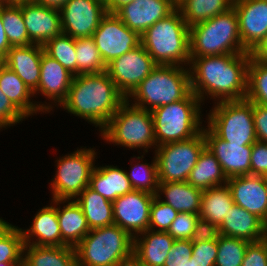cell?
<instances>
[{
  "label": "cell",
  "instance_id": "3957f363",
  "mask_svg": "<svg viewBox=\"0 0 267 266\" xmlns=\"http://www.w3.org/2000/svg\"><path fill=\"white\" fill-rule=\"evenodd\" d=\"M141 44L157 65L190 63L189 27L178 8L149 27L141 35Z\"/></svg>",
  "mask_w": 267,
  "mask_h": 266
},
{
  "label": "cell",
  "instance_id": "7dc6e473",
  "mask_svg": "<svg viewBox=\"0 0 267 266\" xmlns=\"http://www.w3.org/2000/svg\"><path fill=\"white\" fill-rule=\"evenodd\" d=\"M26 117L11 103L0 89V130L23 121Z\"/></svg>",
  "mask_w": 267,
  "mask_h": 266
},
{
  "label": "cell",
  "instance_id": "94428289",
  "mask_svg": "<svg viewBox=\"0 0 267 266\" xmlns=\"http://www.w3.org/2000/svg\"><path fill=\"white\" fill-rule=\"evenodd\" d=\"M129 266H137V265H135V264L132 262L131 264H129Z\"/></svg>",
  "mask_w": 267,
  "mask_h": 266
},
{
  "label": "cell",
  "instance_id": "680465c9",
  "mask_svg": "<svg viewBox=\"0 0 267 266\" xmlns=\"http://www.w3.org/2000/svg\"><path fill=\"white\" fill-rule=\"evenodd\" d=\"M9 224V222H6L5 220L0 218V233L3 231V229Z\"/></svg>",
  "mask_w": 267,
  "mask_h": 266
},
{
  "label": "cell",
  "instance_id": "d590c367",
  "mask_svg": "<svg viewBox=\"0 0 267 266\" xmlns=\"http://www.w3.org/2000/svg\"><path fill=\"white\" fill-rule=\"evenodd\" d=\"M76 75L106 72L103 61L93 37L75 39Z\"/></svg>",
  "mask_w": 267,
  "mask_h": 266
},
{
  "label": "cell",
  "instance_id": "8d00e7d4",
  "mask_svg": "<svg viewBox=\"0 0 267 266\" xmlns=\"http://www.w3.org/2000/svg\"><path fill=\"white\" fill-rule=\"evenodd\" d=\"M245 99L267 106V63L252 57L248 63Z\"/></svg>",
  "mask_w": 267,
  "mask_h": 266
},
{
  "label": "cell",
  "instance_id": "f907efd6",
  "mask_svg": "<svg viewBox=\"0 0 267 266\" xmlns=\"http://www.w3.org/2000/svg\"><path fill=\"white\" fill-rule=\"evenodd\" d=\"M253 117L257 140L267 143V106L253 103Z\"/></svg>",
  "mask_w": 267,
  "mask_h": 266
},
{
  "label": "cell",
  "instance_id": "8992f818",
  "mask_svg": "<svg viewBox=\"0 0 267 266\" xmlns=\"http://www.w3.org/2000/svg\"><path fill=\"white\" fill-rule=\"evenodd\" d=\"M191 92L188 67L158 65L127 99L134 100L132 105L152 111L156 107L180 101Z\"/></svg>",
  "mask_w": 267,
  "mask_h": 266
},
{
  "label": "cell",
  "instance_id": "ba28073f",
  "mask_svg": "<svg viewBox=\"0 0 267 266\" xmlns=\"http://www.w3.org/2000/svg\"><path fill=\"white\" fill-rule=\"evenodd\" d=\"M126 99L100 131L102 139L130 149H156L151 111L131 105Z\"/></svg>",
  "mask_w": 267,
  "mask_h": 266
},
{
  "label": "cell",
  "instance_id": "4fadbf2b",
  "mask_svg": "<svg viewBox=\"0 0 267 266\" xmlns=\"http://www.w3.org/2000/svg\"><path fill=\"white\" fill-rule=\"evenodd\" d=\"M92 37L106 65L141 44V36L127 27L115 13L109 12Z\"/></svg>",
  "mask_w": 267,
  "mask_h": 266
},
{
  "label": "cell",
  "instance_id": "5b68a950",
  "mask_svg": "<svg viewBox=\"0 0 267 266\" xmlns=\"http://www.w3.org/2000/svg\"><path fill=\"white\" fill-rule=\"evenodd\" d=\"M190 57L246 53L239 34L238 16L232 7L189 27Z\"/></svg>",
  "mask_w": 267,
  "mask_h": 266
},
{
  "label": "cell",
  "instance_id": "db71d44e",
  "mask_svg": "<svg viewBox=\"0 0 267 266\" xmlns=\"http://www.w3.org/2000/svg\"><path fill=\"white\" fill-rule=\"evenodd\" d=\"M134 0H103L107 12L116 13L122 6Z\"/></svg>",
  "mask_w": 267,
  "mask_h": 266
},
{
  "label": "cell",
  "instance_id": "bcb514c9",
  "mask_svg": "<svg viewBox=\"0 0 267 266\" xmlns=\"http://www.w3.org/2000/svg\"><path fill=\"white\" fill-rule=\"evenodd\" d=\"M241 266H267V241L250 242Z\"/></svg>",
  "mask_w": 267,
  "mask_h": 266
},
{
  "label": "cell",
  "instance_id": "ee69618b",
  "mask_svg": "<svg viewBox=\"0 0 267 266\" xmlns=\"http://www.w3.org/2000/svg\"><path fill=\"white\" fill-rule=\"evenodd\" d=\"M198 219V214L179 212L167 233L175 240H190Z\"/></svg>",
  "mask_w": 267,
  "mask_h": 266
},
{
  "label": "cell",
  "instance_id": "6f0895ef",
  "mask_svg": "<svg viewBox=\"0 0 267 266\" xmlns=\"http://www.w3.org/2000/svg\"><path fill=\"white\" fill-rule=\"evenodd\" d=\"M26 0H1L3 4H18Z\"/></svg>",
  "mask_w": 267,
  "mask_h": 266
},
{
  "label": "cell",
  "instance_id": "ffe728a7",
  "mask_svg": "<svg viewBox=\"0 0 267 266\" xmlns=\"http://www.w3.org/2000/svg\"><path fill=\"white\" fill-rule=\"evenodd\" d=\"M177 8L174 0H134L122 6L115 14L140 36L154 23Z\"/></svg>",
  "mask_w": 267,
  "mask_h": 266
},
{
  "label": "cell",
  "instance_id": "6da1fadb",
  "mask_svg": "<svg viewBox=\"0 0 267 266\" xmlns=\"http://www.w3.org/2000/svg\"><path fill=\"white\" fill-rule=\"evenodd\" d=\"M250 57V52L190 57L192 92L201 102L206 95L217 102L245 99Z\"/></svg>",
  "mask_w": 267,
  "mask_h": 266
},
{
  "label": "cell",
  "instance_id": "f35d334b",
  "mask_svg": "<svg viewBox=\"0 0 267 266\" xmlns=\"http://www.w3.org/2000/svg\"><path fill=\"white\" fill-rule=\"evenodd\" d=\"M250 242L219 234L215 266H241Z\"/></svg>",
  "mask_w": 267,
  "mask_h": 266
},
{
  "label": "cell",
  "instance_id": "52a82bcc",
  "mask_svg": "<svg viewBox=\"0 0 267 266\" xmlns=\"http://www.w3.org/2000/svg\"><path fill=\"white\" fill-rule=\"evenodd\" d=\"M201 100L191 92L186 98L151 111L156 145L178 142L202 132Z\"/></svg>",
  "mask_w": 267,
  "mask_h": 266
},
{
  "label": "cell",
  "instance_id": "f546056e",
  "mask_svg": "<svg viewBox=\"0 0 267 266\" xmlns=\"http://www.w3.org/2000/svg\"><path fill=\"white\" fill-rule=\"evenodd\" d=\"M162 194L165 195V199L161 201L176 211L199 214L202 190L193 187L187 181L159 183L156 195L161 197Z\"/></svg>",
  "mask_w": 267,
  "mask_h": 266
},
{
  "label": "cell",
  "instance_id": "74e56055",
  "mask_svg": "<svg viewBox=\"0 0 267 266\" xmlns=\"http://www.w3.org/2000/svg\"><path fill=\"white\" fill-rule=\"evenodd\" d=\"M44 52L58 61L74 76L76 75L75 39L61 33L43 45Z\"/></svg>",
  "mask_w": 267,
  "mask_h": 266
},
{
  "label": "cell",
  "instance_id": "4316f807",
  "mask_svg": "<svg viewBox=\"0 0 267 266\" xmlns=\"http://www.w3.org/2000/svg\"><path fill=\"white\" fill-rule=\"evenodd\" d=\"M64 203L63 207L57 206ZM63 208V209H62ZM56 212L61 232V246L75 247L89 232L84 213L75 200H57Z\"/></svg>",
  "mask_w": 267,
  "mask_h": 266
},
{
  "label": "cell",
  "instance_id": "9f6ffc18",
  "mask_svg": "<svg viewBox=\"0 0 267 266\" xmlns=\"http://www.w3.org/2000/svg\"><path fill=\"white\" fill-rule=\"evenodd\" d=\"M0 266H23V262H2Z\"/></svg>",
  "mask_w": 267,
  "mask_h": 266
},
{
  "label": "cell",
  "instance_id": "f1b7e54d",
  "mask_svg": "<svg viewBox=\"0 0 267 266\" xmlns=\"http://www.w3.org/2000/svg\"><path fill=\"white\" fill-rule=\"evenodd\" d=\"M23 266H77L75 247L25 244Z\"/></svg>",
  "mask_w": 267,
  "mask_h": 266
},
{
  "label": "cell",
  "instance_id": "83f0119b",
  "mask_svg": "<svg viewBox=\"0 0 267 266\" xmlns=\"http://www.w3.org/2000/svg\"><path fill=\"white\" fill-rule=\"evenodd\" d=\"M89 187L111 202L133 190L127 171L114 165L95 166L91 173Z\"/></svg>",
  "mask_w": 267,
  "mask_h": 266
},
{
  "label": "cell",
  "instance_id": "9a60e30c",
  "mask_svg": "<svg viewBox=\"0 0 267 266\" xmlns=\"http://www.w3.org/2000/svg\"><path fill=\"white\" fill-rule=\"evenodd\" d=\"M154 197L153 194L137 190L119 196L112 202L114 224L133 238L148 230L150 206Z\"/></svg>",
  "mask_w": 267,
  "mask_h": 266
},
{
  "label": "cell",
  "instance_id": "b9f144b4",
  "mask_svg": "<svg viewBox=\"0 0 267 266\" xmlns=\"http://www.w3.org/2000/svg\"><path fill=\"white\" fill-rule=\"evenodd\" d=\"M162 197L155 195L151 206L149 216V230L167 232L171 223L176 219L179 214L178 211L173 209L169 204L161 201Z\"/></svg>",
  "mask_w": 267,
  "mask_h": 266
},
{
  "label": "cell",
  "instance_id": "f6af8a7d",
  "mask_svg": "<svg viewBox=\"0 0 267 266\" xmlns=\"http://www.w3.org/2000/svg\"><path fill=\"white\" fill-rule=\"evenodd\" d=\"M218 249V238L192 244V256L195 266H215Z\"/></svg>",
  "mask_w": 267,
  "mask_h": 266
},
{
  "label": "cell",
  "instance_id": "4dcf8cb0",
  "mask_svg": "<svg viewBox=\"0 0 267 266\" xmlns=\"http://www.w3.org/2000/svg\"><path fill=\"white\" fill-rule=\"evenodd\" d=\"M87 219L90 230L114 224L112 202L87 186L75 199Z\"/></svg>",
  "mask_w": 267,
  "mask_h": 266
},
{
  "label": "cell",
  "instance_id": "11a10c76",
  "mask_svg": "<svg viewBox=\"0 0 267 266\" xmlns=\"http://www.w3.org/2000/svg\"><path fill=\"white\" fill-rule=\"evenodd\" d=\"M68 0H34V2L49 8L60 10Z\"/></svg>",
  "mask_w": 267,
  "mask_h": 266
},
{
  "label": "cell",
  "instance_id": "30bf717a",
  "mask_svg": "<svg viewBox=\"0 0 267 266\" xmlns=\"http://www.w3.org/2000/svg\"><path fill=\"white\" fill-rule=\"evenodd\" d=\"M205 147L203 131L187 140L157 146L155 158L159 183L187 181Z\"/></svg>",
  "mask_w": 267,
  "mask_h": 266
},
{
  "label": "cell",
  "instance_id": "ab89813d",
  "mask_svg": "<svg viewBox=\"0 0 267 266\" xmlns=\"http://www.w3.org/2000/svg\"><path fill=\"white\" fill-rule=\"evenodd\" d=\"M154 160L149 163H137L131 167L130 174L127 176L133 190L144 191L153 195L157 194L159 187V178L157 171V162Z\"/></svg>",
  "mask_w": 267,
  "mask_h": 266
},
{
  "label": "cell",
  "instance_id": "60d3db41",
  "mask_svg": "<svg viewBox=\"0 0 267 266\" xmlns=\"http://www.w3.org/2000/svg\"><path fill=\"white\" fill-rule=\"evenodd\" d=\"M22 228L8 224L0 233V263L23 262Z\"/></svg>",
  "mask_w": 267,
  "mask_h": 266
},
{
  "label": "cell",
  "instance_id": "91938a15",
  "mask_svg": "<svg viewBox=\"0 0 267 266\" xmlns=\"http://www.w3.org/2000/svg\"><path fill=\"white\" fill-rule=\"evenodd\" d=\"M265 236L267 237V220L264 222Z\"/></svg>",
  "mask_w": 267,
  "mask_h": 266
},
{
  "label": "cell",
  "instance_id": "cb8c5ba5",
  "mask_svg": "<svg viewBox=\"0 0 267 266\" xmlns=\"http://www.w3.org/2000/svg\"><path fill=\"white\" fill-rule=\"evenodd\" d=\"M0 89L9 98L11 103L27 118L34 113L37 114L40 111L41 113H47L53 109L50 103L46 105L31 101V96H34L33 92L29 90L15 72L3 63H0Z\"/></svg>",
  "mask_w": 267,
  "mask_h": 266
},
{
  "label": "cell",
  "instance_id": "d4e9b609",
  "mask_svg": "<svg viewBox=\"0 0 267 266\" xmlns=\"http://www.w3.org/2000/svg\"><path fill=\"white\" fill-rule=\"evenodd\" d=\"M219 234L257 242L265 239L264 222L253 213L234 204L222 224Z\"/></svg>",
  "mask_w": 267,
  "mask_h": 266
},
{
  "label": "cell",
  "instance_id": "ac0fdd59",
  "mask_svg": "<svg viewBox=\"0 0 267 266\" xmlns=\"http://www.w3.org/2000/svg\"><path fill=\"white\" fill-rule=\"evenodd\" d=\"M203 134L206 148L220 163L227 178L241 175H251L252 145L230 144L217 137L208 127Z\"/></svg>",
  "mask_w": 267,
  "mask_h": 266
},
{
  "label": "cell",
  "instance_id": "c3c4849f",
  "mask_svg": "<svg viewBox=\"0 0 267 266\" xmlns=\"http://www.w3.org/2000/svg\"><path fill=\"white\" fill-rule=\"evenodd\" d=\"M251 175L267 177V143L256 141L252 145Z\"/></svg>",
  "mask_w": 267,
  "mask_h": 266
},
{
  "label": "cell",
  "instance_id": "e0dca14e",
  "mask_svg": "<svg viewBox=\"0 0 267 266\" xmlns=\"http://www.w3.org/2000/svg\"><path fill=\"white\" fill-rule=\"evenodd\" d=\"M234 203L263 222L267 220V177L258 175H241L228 178Z\"/></svg>",
  "mask_w": 267,
  "mask_h": 266
},
{
  "label": "cell",
  "instance_id": "484cf974",
  "mask_svg": "<svg viewBox=\"0 0 267 266\" xmlns=\"http://www.w3.org/2000/svg\"><path fill=\"white\" fill-rule=\"evenodd\" d=\"M22 233L24 244L61 246V232L56 212V199H52L50 206L39 209V212L34 216L30 228L26 230L22 229ZM33 237L37 238L36 241H33Z\"/></svg>",
  "mask_w": 267,
  "mask_h": 266
},
{
  "label": "cell",
  "instance_id": "7bdbcfd3",
  "mask_svg": "<svg viewBox=\"0 0 267 266\" xmlns=\"http://www.w3.org/2000/svg\"><path fill=\"white\" fill-rule=\"evenodd\" d=\"M164 266H195L191 240H175Z\"/></svg>",
  "mask_w": 267,
  "mask_h": 266
},
{
  "label": "cell",
  "instance_id": "2e32d148",
  "mask_svg": "<svg viewBox=\"0 0 267 266\" xmlns=\"http://www.w3.org/2000/svg\"><path fill=\"white\" fill-rule=\"evenodd\" d=\"M243 48L252 52L267 34V0H233Z\"/></svg>",
  "mask_w": 267,
  "mask_h": 266
},
{
  "label": "cell",
  "instance_id": "f5cc1de1",
  "mask_svg": "<svg viewBox=\"0 0 267 266\" xmlns=\"http://www.w3.org/2000/svg\"><path fill=\"white\" fill-rule=\"evenodd\" d=\"M251 57L267 63V34L258 46L251 52Z\"/></svg>",
  "mask_w": 267,
  "mask_h": 266
},
{
  "label": "cell",
  "instance_id": "d6a6232c",
  "mask_svg": "<svg viewBox=\"0 0 267 266\" xmlns=\"http://www.w3.org/2000/svg\"><path fill=\"white\" fill-rule=\"evenodd\" d=\"M234 204L227 184L212 187L202 191L198 216L219 227Z\"/></svg>",
  "mask_w": 267,
  "mask_h": 266
},
{
  "label": "cell",
  "instance_id": "9c48e42d",
  "mask_svg": "<svg viewBox=\"0 0 267 266\" xmlns=\"http://www.w3.org/2000/svg\"><path fill=\"white\" fill-rule=\"evenodd\" d=\"M208 113L207 127L230 144L253 145L257 140L253 103L247 99L216 102Z\"/></svg>",
  "mask_w": 267,
  "mask_h": 266
},
{
  "label": "cell",
  "instance_id": "d6986e66",
  "mask_svg": "<svg viewBox=\"0 0 267 266\" xmlns=\"http://www.w3.org/2000/svg\"><path fill=\"white\" fill-rule=\"evenodd\" d=\"M20 8L29 39L33 44L43 46L62 33L60 10L34 1H23Z\"/></svg>",
  "mask_w": 267,
  "mask_h": 266
},
{
  "label": "cell",
  "instance_id": "7c38bea8",
  "mask_svg": "<svg viewBox=\"0 0 267 266\" xmlns=\"http://www.w3.org/2000/svg\"><path fill=\"white\" fill-rule=\"evenodd\" d=\"M140 44L107 64L106 72L119 92L127 99L138 85L157 67Z\"/></svg>",
  "mask_w": 267,
  "mask_h": 266
},
{
  "label": "cell",
  "instance_id": "7402d4cb",
  "mask_svg": "<svg viewBox=\"0 0 267 266\" xmlns=\"http://www.w3.org/2000/svg\"><path fill=\"white\" fill-rule=\"evenodd\" d=\"M174 241L167 232L148 229L140 233L134 237L133 263L137 266H164Z\"/></svg>",
  "mask_w": 267,
  "mask_h": 266
},
{
  "label": "cell",
  "instance_id": "5bb4252c",
  "mask_svg": "<svg viewBox=\"0 0 267 266\" xmlns=\"http://www.w3.org/2000/svg\"><path fill=\"white\" fill-rule=\"evenodd\" d=\"M60 13L62 33L78 39L92 37L107 10L103 0H68Z\"/></svg>",
  "mask_w": 267,
  "mask_h": 266
},
{
  "label": "cell",
  "instance_id": "1f68e13d",
  "mask_svg": "<svg viewBox=\"0 0 267 266\" xmlns=\"http://www.w3.org/2000/svg\"><path fill=\"white\" fill-rule=\"evenodd\" d=\"M228 181L215 156L205 147L191 170L187 182L202 191L212 187L226 185Z\"/></svg>",
  "mask_w": 267,
  "mask_h": 266
},
{
  "label": "cell",
  "instance_id": "603a6c76",
  "mask_svg": "<svg viewBox=\"0 0 267 266\" xmlns=\"http://www.w3.org/2000/svg\"><path fill=\"white\" fill-rule=\"evenodd\" d=\"M43 46L31 44L28 46L11 47L3 62L15 72L33 93L37 90L40 79L41 56Z\"/></svg>",
  "mask_w": 267,
  "mask_h": 266
},
{
  "label": "cell",
  "instance_id": "8fae6325",
  "mask_svg": "<svg viewBox=\"0 0 267 266\" xmlns=\"http://www.w3.org/2000/svg\"><path fill=\"white\" fill-rule=\"evenodd\" d=\"M95 158V150L82 148L57 159V171L50 185L53 199L74 200L89 186Z\"/></svg>",
  "mask_w": 267,
  "mask_h": 266
},
{
  "label": "cell",
  "instance_id": "816d5d0a",
  "mask_svg": "<svg viewBox=\"0 0 267 266\" xmlns=\"http://www.w3.org/2000/svg\"><path fill=\"white\" fill-rule=\"evenodd\" d=\"M12 46L10 45L6 32L3 27L2 18L0 15V63H3L5 61V58L8 54L9 49Z\"/></svg>",
  "mask_w": 267,
  "mask_h": 266
},
{
  "label": "cell",
  "instance_id": "681fc988",
  "mask_svg": "<svg viewBox=\"0 0 267 266\" xmlns=\"http://www.w3.org/2000/svg\"><path fill=\"white\" fill-rule=\"evenodd\" d=\"M219 236V228L210 221L199 218L195 224L191 240L192 244L202 241L216 240Z\"/></svg>",
  "mask_w": 267,
  "mask_h": 266
},
{
  "label": "cell",
  "instance_id": "277c9868",
  "mask_svg": "<svg viewBox=\"0 0 267 266\" xmlns=\"http://www.w3.org/2000/svg\"><path fill=\"white\" fill-rule=\"evenodd\" d=\"M134 238L118 225L96 228L75 246L77 266H129Z\"/></svg>",
  "mask_w": 267,
  "mask_h": 266
},
{
  "label": "cell",
  "instance_id": "7a4b0ae2",
  "mask_svg": "<svg viewBox=\"0 0 267 266\" xmlns=\"http://www.w3.org/2000/svg\"><path fill=\"white\" fill-rule=\"evenodd\" d=\"M125 100L109 74L102 72L75 75L67 99L60 106L101 131Z\"/></svg>",
  "mask_w": 267,
  "mask_h": 266
},
{
  "label": "cell",
  "instance_id": "44dd1931",
  "mask_svg": "<svg viewBox=\"0 0 267 266\" xmlns=\"http://www.w3.org/2000/svg\"><path fill=\"white\" fill-rule=\"evenodd\" d=\"M40 69L39 85L33 95L40 92L53 101V104L60 106L67 99L74 75L44 51Z\"/></svg>",
  "mask_w": 267,
  "mask_h": 266
},
{
  "label": "cell",
  "instance_id": "836d02e7",
  "mask_svg": "<svg viewBox=\"0 0 267 266\" xmlns=\"http://www.w3.org/2000/svg\"><path fill=\"white\" fill-rule=\"evenodd\" d=\"M233 0H180L177 8L188 27L204 22L232 8Z\"/></svg>",
  "mask_w": 267,
  "mask_h": 266
},
{
  "label": "cell",
  "instance_id": "e575fe53",
  "mask_svg": "<svg viewBox=\"0 0 267 266\" xmlns=\"http://www.w3.org/2000/svg\"><path fill=\"white\" fill-rule=\"evenodd\" d=\"M0 15L7 39L12 47L33 44L28 36L23 15L18 4H1Z\"/></svg>",
  "mask_w": 267,
  "mask_h": 266
}]
</instances>
